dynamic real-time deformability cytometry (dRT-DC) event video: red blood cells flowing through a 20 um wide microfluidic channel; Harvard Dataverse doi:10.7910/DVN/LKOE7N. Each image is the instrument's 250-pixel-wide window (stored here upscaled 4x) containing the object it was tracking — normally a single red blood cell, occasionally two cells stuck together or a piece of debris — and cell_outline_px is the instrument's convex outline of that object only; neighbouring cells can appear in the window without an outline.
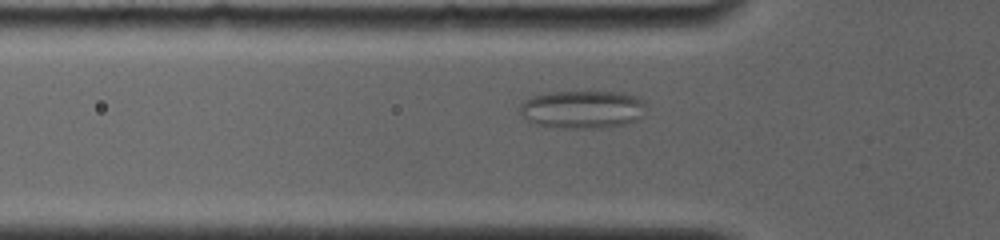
{"species": "common noctule bat (a hibernating species)", "species_latin": "Nyctalus noctula", "temperature_condition": "room temperature", "stored_images_in_passage": 27, "camera_frame_rate_fps": 4000, "um_per_image_px": 0.085, "animal": {"sex": "female", "body_mass_g": 19.0, "forearm_length_mm": 56.7}, "frame": {"image": 1, "passage_image": 6, "time_ms": 1.5, "image_size_px": [1000, 240], "cell_outline_px": [[644, 104], [636, 120], [624, 124], [600, 128], [560, 128], [536, 124], [528, 120], [520, 112], [520, 104], [524, 100], [532, 96], [548, 92], [620, 92], [640, 96], [644, 100]], "centroid_in_image_um": [49.47, 9.29], "position_along_channel_um": 76.3, "area_um2": 27.74}}
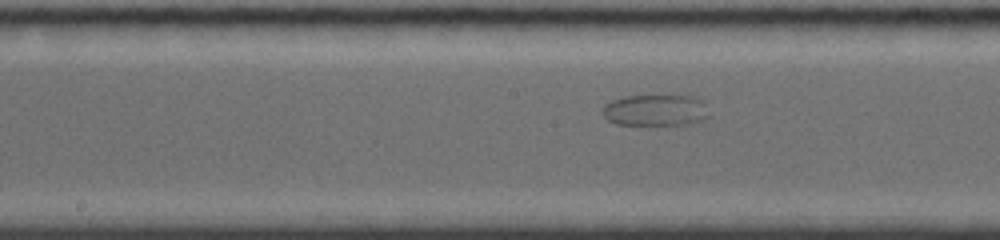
{"frame": {"image": 2, "passage_image": 16, "time_ms": 4.75, "image_size_px": [1000, 240], "cell_outline_px": [[708, 116], [684, 124], [616, 124], [608, 120], [604, 116], [604, 104], [612, 100], [624, 96], [692, 96], [700, 100]], "centroid_in_image_um": [55.62, 9.36], "position_along_channel_um": 192.6, "area_um2": 18.73}}
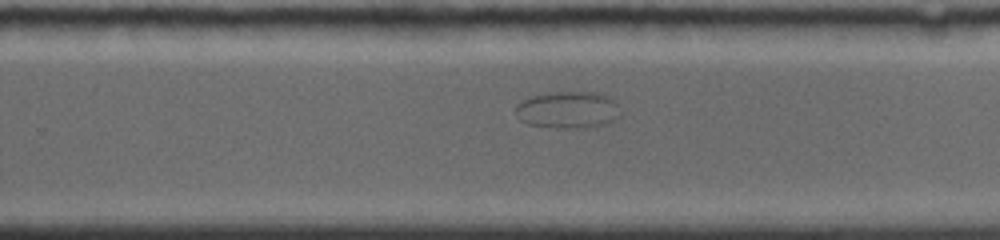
{"frame": {"image": 3, "passage_image": 24, "time_ms": 7.25, "image_size_px": [1000, 240], "cell_outline_px": [[620, 116], [604, 124], [584, 128], [568, 128], [528, 124], [520, 120], [516, 108], [516, 104], [532, 96], [548, 92], [596, 92], [608, 96], [612, 100]], "centroid_in_image_um": [48.25, 9.33], "position_along_channel_um": 281.6, "area_um2": 22.08}}